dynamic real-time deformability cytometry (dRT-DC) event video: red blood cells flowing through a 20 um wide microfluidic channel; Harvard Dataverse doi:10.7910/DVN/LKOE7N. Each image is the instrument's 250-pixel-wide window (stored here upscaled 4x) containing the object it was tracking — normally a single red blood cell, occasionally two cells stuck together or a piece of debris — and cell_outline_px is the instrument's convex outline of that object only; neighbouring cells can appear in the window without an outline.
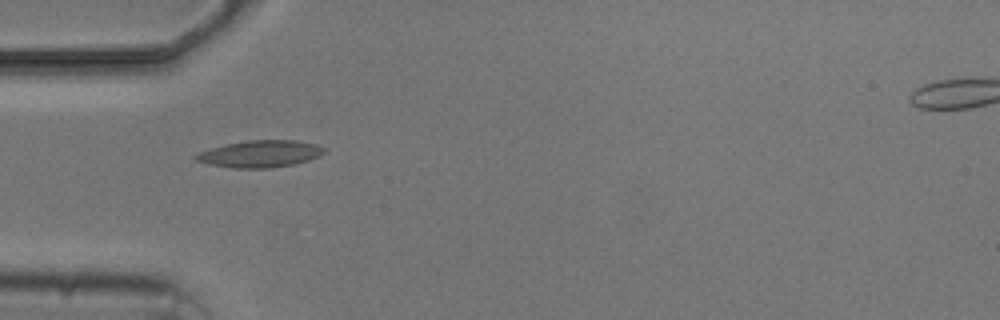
{"species": "common noctule bat (a hibernating species)", "species_latin": "Nyctalus noctula", "temperature_condition": "cold", "stored_images_in_passage": 4, "camera_frame_rate_fps": 3000, "um_per_image_px": 0.085, "animal": {"sex": "male", "body_mass_g": 20.5, "forearm_length_mm": 52.5}, "frame": {"image": 1, "passage_image": 3, "time_ms": 2.333, "image_size_px": [1000, 320], "cell_outline_px": [[328, 152], [320, 156], [296, 164], [272, 168], [236, 168], [208, 164], [196, 160], [192, 156], [200, 152], [212, 148], [228, 144], [248, 140], [296, 140], [316, 144], [324, 148]], "centroid_in_image_um": [22.17, 13.08], "position_along_channel_um": 62.8, "area_um2": 20.17}}
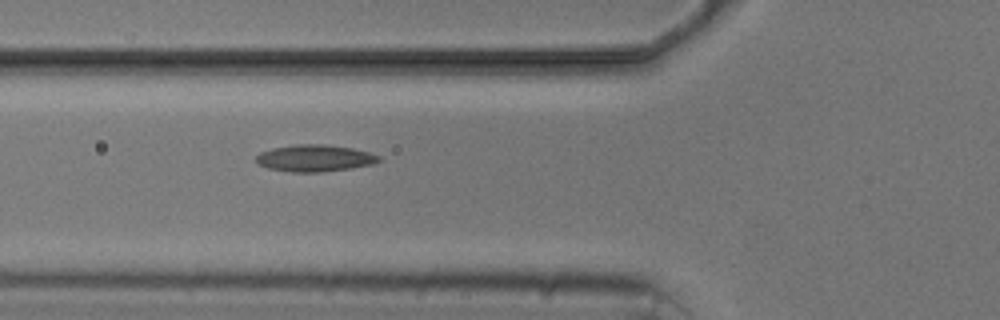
{"frame": {"image": 2, "passage_image": 4, "time_ms": 3.333, "image_size_px": [1000, 320], "cell_outline_px": [[380, 160], [372, 164], [352, 168], [320, 172], [292, 172], [268, 168], [256, 164], [256, 156], [260, 152], [272, 148], [296, 144], [324, 144], [352, 148], [368, 152], [380, 156]], "centroid_in_image_um": [26.72, 13.44], "position_along_channel_um": 99.1, "area_um2": 19.19}}